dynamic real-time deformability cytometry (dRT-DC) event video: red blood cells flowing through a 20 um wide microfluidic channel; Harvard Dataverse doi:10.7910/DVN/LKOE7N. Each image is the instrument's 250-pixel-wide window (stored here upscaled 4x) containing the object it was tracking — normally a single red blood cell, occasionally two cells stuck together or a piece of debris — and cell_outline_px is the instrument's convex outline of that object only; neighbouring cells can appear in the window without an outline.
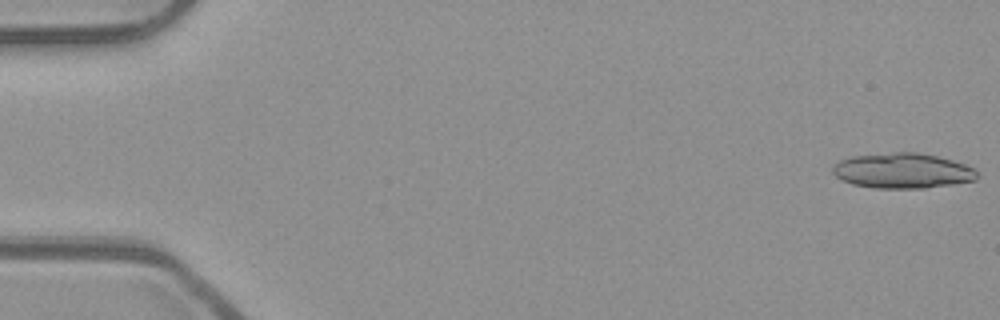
{"species": "common noctule bat (a hibernating species)", "species_latin": "Nyctalus noctula", "temperature_condition": "room temperature", "stored_images_in_passage": 21, "camera_frame_rate_fps": 3000, "um_per_image_px": 0.085, "animal": {"sex": "male", "body_mass_g": 23.1, "forearm_length_mm": 52.7}, "frame": {"image": 1, "passage_image": 1, "time_ms": 0.0, "image_size_px": [1000, 320], "cell_outline_px": [[976, 176], [972, 180], [908, 188], [888, 188], [856, 184], [844, 180], [836, 172], [840, 164], [844, 160], [860, 156], [932, 156], [948, 160], [972, 168], [976, 172]], "centroid_in_image_um": [76.76, 14.57], "position_along_channel_um": 8.2, "area_um2": 25.78}}